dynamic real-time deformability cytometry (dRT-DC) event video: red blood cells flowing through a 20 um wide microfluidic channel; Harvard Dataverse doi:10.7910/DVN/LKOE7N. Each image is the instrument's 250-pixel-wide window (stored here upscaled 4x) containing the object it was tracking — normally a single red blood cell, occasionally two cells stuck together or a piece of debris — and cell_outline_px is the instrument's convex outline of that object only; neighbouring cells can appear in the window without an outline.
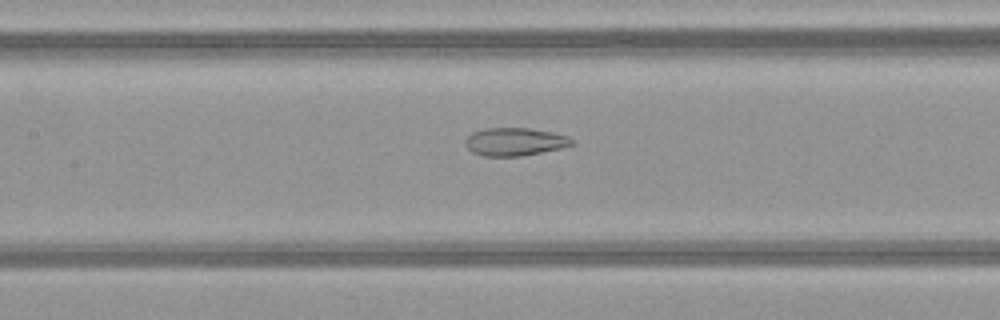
{"species": "common noctule bat (a hibernating species)", "species_latin": "Nyctalus noctula", "temperature_condition": "warm", "stored_images_in_passage": 37, "camera_frame_rate_fps": 3000, "um_per_image_px": 0.085, "animal": {"sex": "female", "body_mass_g": 21.9}, "frame": {"image": 1, "passage_image": 11, "time_ms": 3.333, "image_size_px": [1000, 320], "cell_outline_px": [[572, 144], [560, 148], [520, 156], [484, 156], [472, 152], [464, 144], [464, 140], [472, 132], [484, 128], [532, 128], [552, 132], [568, 136], [572, 140]], "centroid_in_image_um": [43.7, 12.04], "position_along_channel_um": 163.7, "area_um2": 17.28}}
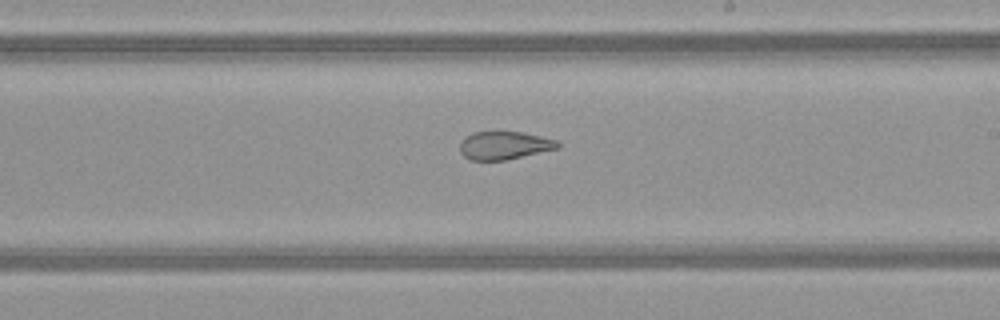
{"frame": {"image": 2, "passage_image": 17, "time_ms": 5.333, "image_size_px": [1000, 320], "cell_outline_px": [[560, 148], [504, 160], [468, 160], [460, 152], [460, 144], [464, 136], [472, 132], [524, 132], [556, 140], [560, 144]], "centroid_in_image_um": [42.84, 12.36], "position_along_channel_um": 246.2, "area_um2": 16.01}}
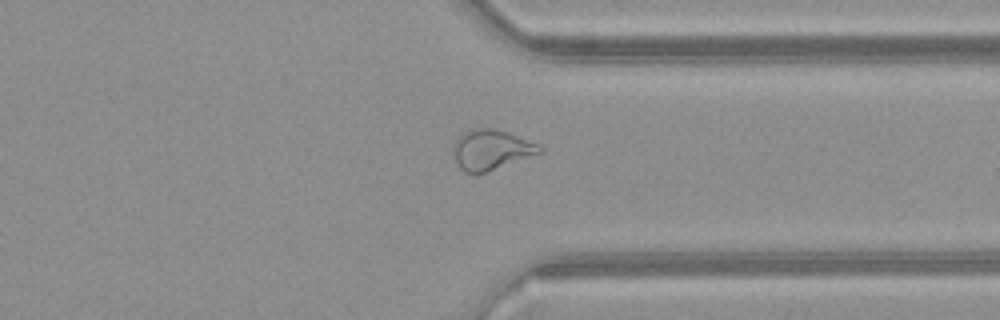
{"frame": {"image": 3, "passage_image": 26, "time_ms": 8.333, "image_size_px": [1000, 320], "cell_outline_px": [[544, 148], [540, 152], [484, 172], [464, 172], [456, 164], [452, 148], [452, 144], [464, 132], [480, 128], [492, 128], [508, 132], [540, 144]], "centroid_in_image_um": [41.72, 12.7], "position_along_channel_um": 369.7, "area_um2": 19.71}, "authors_computed_cell_mechanics": {"area_um2": 19.0162, "velocity_mm_per_s": 4.1383, "shape_relaxation_time_tau1_ms": null, "shape_relaxation_time_tau2_ms": 1.5561, "deformation_change_tau1": null, "deformation_change_tau2": 0.0836}}